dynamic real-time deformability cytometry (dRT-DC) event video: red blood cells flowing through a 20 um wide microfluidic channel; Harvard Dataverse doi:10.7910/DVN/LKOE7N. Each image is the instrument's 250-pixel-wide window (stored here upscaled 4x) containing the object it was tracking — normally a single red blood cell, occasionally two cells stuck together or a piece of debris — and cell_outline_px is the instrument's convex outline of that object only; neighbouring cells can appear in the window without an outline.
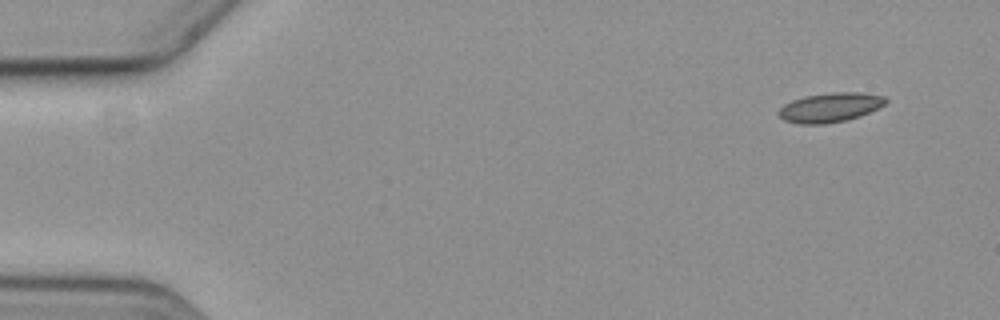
{"species": "common noctule bat (a hibernating species)", "species_latin": "Nyctalus noctula", "temperature_condition": "cold", "stored_images_in_passage": 6, "camera_frame_rate_fps": 3000, "um_per_image_px": 0.085, "animal": {"sex": "female", "body_mass_g": 19.3, "forearm_length_mm": 54.1}, "frame": {"image": 1, "passage_image": 1, "time_ms": 0.0, "image_size_px": [1000, 320], "cell_outline_px": [[888, 100], [884, 104], [860, 116], [848, 120], [824, 124], [800, 124], [784, 120], [776, 112], [784, 104], [792, 100], [804, 96], [832, 92], [860, 92], [884, 96]], "centroid_in_image_um": [70.53, 9.13], "position_along_channel_um": 14.5, "area_um2": 18.32}}
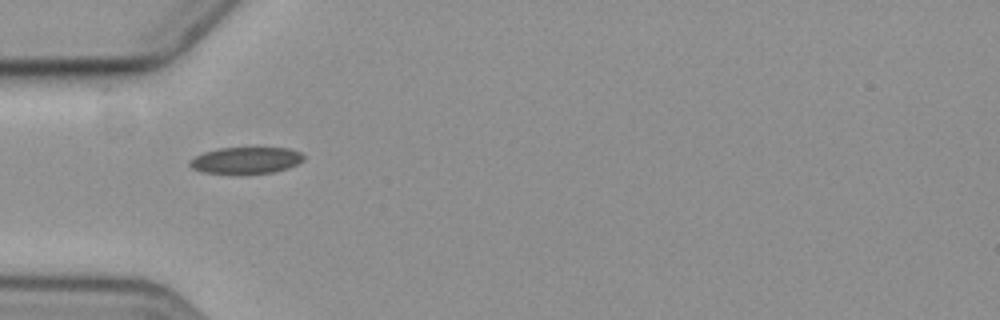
{"frame": {"image": 2, "passage_image": 5, "time_ms": 4.667, "image_size_px": [1000, 320], "cell_outline_px": [[304, 160], [288, 168], [272, 172], [200, 172], [192, 168], [188, 164], [188, 160], [204, 152], [220, 148], [288, 148], [300, 152], [304, 156]], "centroid_in_image_um": [20.9, 13.6], "position_along_channel_um": 64.1, "area_um2": 17.17}}
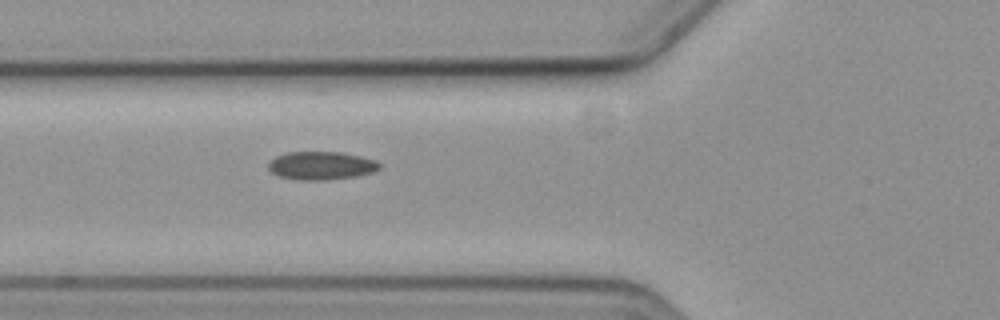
{"frame": {"image": 3, "passage_image": 6, "time_ms": 5.667, "image_size_px": [1000, 320], "cell_outline_px": [[380, 168], [372, 172], [356, 176], [324, 180], [296, 180], [280, 176], [272, 172], [268, 168], [268, 164], [276, 156], [288, 152], [340, 152], [360, 156], [376, 160], [380, 164]], "centroid_in_image_um": [27.3, 14.08], "position_along_channel_um": 98.5, "area_um2": 18.15}}